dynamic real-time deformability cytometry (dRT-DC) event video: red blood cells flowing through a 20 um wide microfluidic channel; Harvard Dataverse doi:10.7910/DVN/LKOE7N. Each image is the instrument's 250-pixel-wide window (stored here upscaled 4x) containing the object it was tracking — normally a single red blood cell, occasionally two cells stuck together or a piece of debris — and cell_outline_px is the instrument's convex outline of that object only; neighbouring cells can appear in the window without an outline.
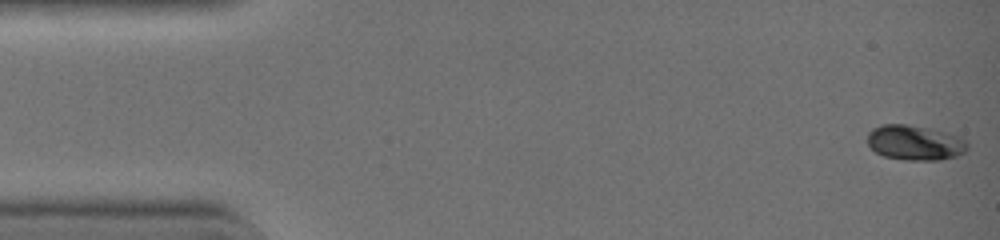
{"species": "common noctule bat (a hibernating species)", "species_latin": "Nyctalus noctula", "temperature_condition": "warm", "stored_images_in_passage": 43, "camera_frame_rate_fps": 3000, "um_per_image_px": 0.085, "animal": {"sex": "female", "body_mass_g": 19.0, "forearm_length_mm": 51.5}, "frame": {"image": 1, "passage_image": 1, "time_ms": 0.0, "image_size_px": [1000, 240], "cell_outline_px": [[968, 148], [964, 152], [956, 156], [940, 160], [904, 160], [884, 156], [876, 152], [868, 144], [868, 132], [872, 128], [884, 124], [904, 124], [924, 128], [956, 136], [964, 140], [968, 144]], "centroid_in_image_um": [77.73, 12.15], "position_along_channel_um": 7.3, "area_um2": 20.0}}
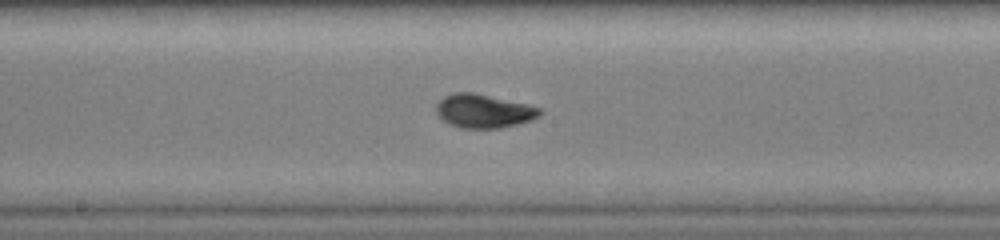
{"frame": {"image": 2, "passage_image": 23, "time_ms": 7.333, "image_size_px": [1000, 240], "cell_outline_px": [[540, 116], [532, 120], [500, 128], [460, 128], [444, 120], [436, 112], [436, 104], [444, 96], [452, 92], [472, 92], [528, 104], [540, 108]], "centroid_in_image_um": [41.11, 9.43], "position_along_channel_um": 207.1, "area_um2": 20.17}}
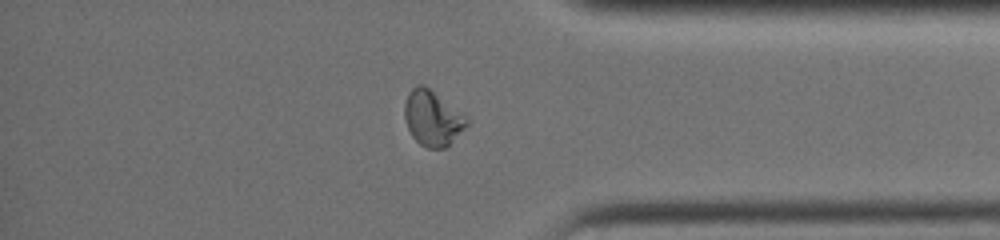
{"frame": {"image": 3, "passage_image": 36, "time_ms": 11.667, "image_size_px": [1000, 240], "cell_outline_px": [[468, 124], [444, 148], [428, 148], [420, 144], [412, 136], [408, 128], [404, 116], [404, 104], [408, 92], [416, 84], [424, 84], [468, 116]], "centroid_in_image_um": [36.74, 10.0], "position_along_channel_um": 398.5, "area_um2": 20.0}, "authors_computed_cell_mechanics": {"area_um2": 19.4786, "velocity_mm_per_s": 4.5091, "shape_relaxation_time_tau1_ms": 3.0203, "shape_relaxation_time_tau2_ms": null, "deformation_change_tau1": 0.1601, "deformation_change_tau2": null}}